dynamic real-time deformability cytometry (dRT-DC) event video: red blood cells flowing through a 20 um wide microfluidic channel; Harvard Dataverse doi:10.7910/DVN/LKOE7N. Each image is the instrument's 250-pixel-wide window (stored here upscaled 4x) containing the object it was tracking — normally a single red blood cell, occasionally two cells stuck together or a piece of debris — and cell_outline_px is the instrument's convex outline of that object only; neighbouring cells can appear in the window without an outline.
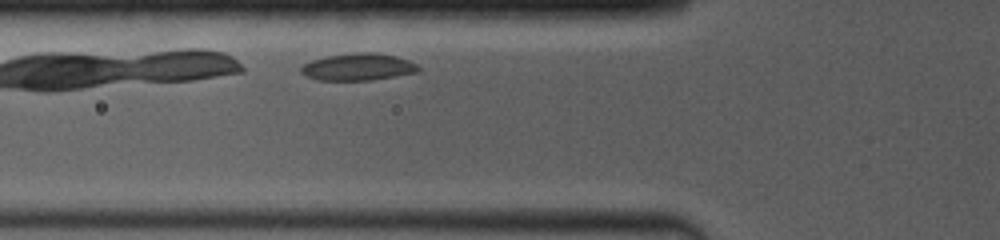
{"species": "common noctule bat (a hibernating species)", "species_latin": "Nyctalus noctula", "temperature_condition": "room temperature", "stored_images_in_passage": 23, "camera_frame_rate_fps": 4000, "um_per_image_px": 0.085, "animal": {"sex": "female", "body_mass_g": 19.0, "forearm_length_mm": 53.3}, "frame": {"image": 1, "passage_image": 4, "time_ms": 1.0, "image_size_px": [1000, 240], "cell_outline_px": [[420, 72], [372, 80], [316, 80], [300, 72], [300, 68], [304, 64], [312, 60], [328, 56], [360, 52], [372, 52], [392, 56], [408, 60], [416, 64], [420, 68]], "centroid_in_image_um": [30.45, 5.7], "position_along_channel_um": 95.4, "area_um2": 18.32}}
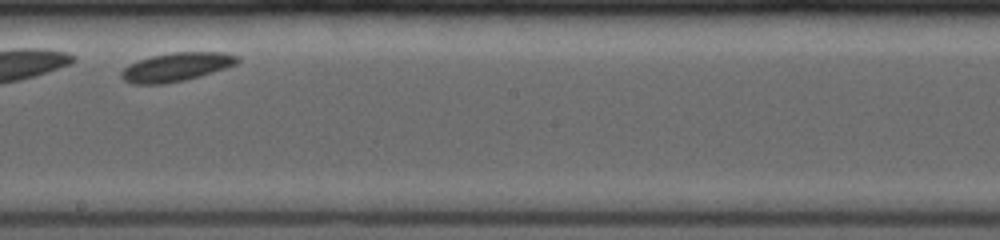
{"frame": {"image": 2, "passage_image": 14, "time_ms": 4.75, "image_size_px": [1000, 240], "cell_outline_px": [[240, 60], [236, 64], [200, 76], [184, 80], [160, 84], [132, 84], [124, 80], [120, 76], [120, 72], [128, 64], [152, 56], [172, 52], [224, 52], [240, 56]], "centroid_in_image_um": [14.98, 5.69], "position_along_channel_um": 233.2, "area_um2": 19.31}}
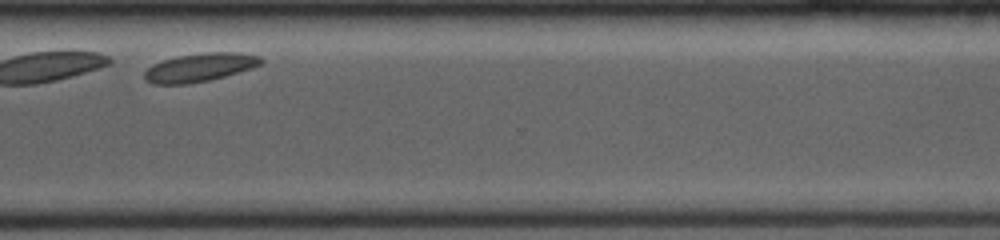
{"frame": {"image": 3, "passage_image": 21, "time_ms": 8.0, "image_size_px": [1000, 240], "cell_outline_px": [[264, 60], [260, 64], [252, 68], [224, 76], [208, 80], [188, 84], [152, 84], [144, 76], [144, 72], [152, 64], [164, 60], [180, 56], [208, 52], [240, 52], [260, 56]], "centroid_in_image_um": [17.0, 5.73], "position_along_channel_um": 353.6, "area_um2": 19.07}}